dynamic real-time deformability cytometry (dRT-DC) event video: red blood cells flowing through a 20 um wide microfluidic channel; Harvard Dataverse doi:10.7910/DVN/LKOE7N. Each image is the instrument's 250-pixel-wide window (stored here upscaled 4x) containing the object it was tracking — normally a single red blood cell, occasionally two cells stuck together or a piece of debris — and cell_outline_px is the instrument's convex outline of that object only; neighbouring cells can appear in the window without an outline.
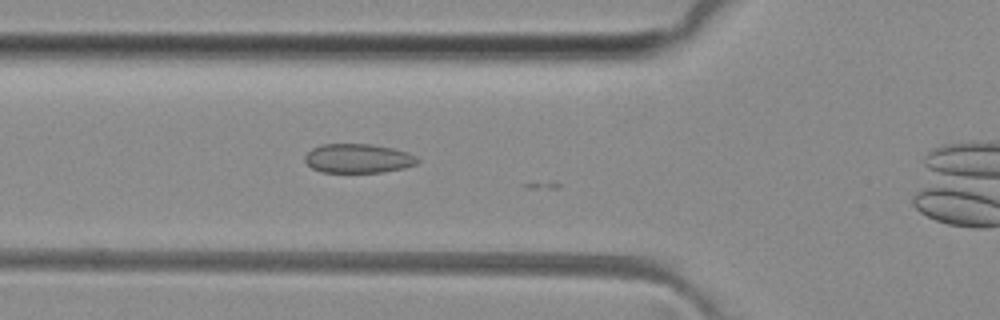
{"species": "common noctule bat (a hibernating species)", "species_latin": "Nyctalus noctula", "temperature_condition": "room temperature", "stored_images_in_passage": 6, "camera_frame_rate_fps": 3000, "um_per_image_px": 0.085, "animal": {"sex": "female", "body_mass_g": 29.2, "forearm_length_mm": 56.3}, "frame": {"image": 1, "passage_image": 2, "time_ms": 0.333, "image_size_px": [1000, 320], "cell_outline_px": [[420, 160], [416, 164], [404, 168], [380, 172], [320, 172], [312, 168], [304, 160], [304, 156], [312, 148], [320, 144], [372, 144], [392, 148], [408, 152], [416, 156]], "centroid_in_image_um": [30.43, 13.46], "position_along_channel_um": 95.4, "area_um2": 19.19}}
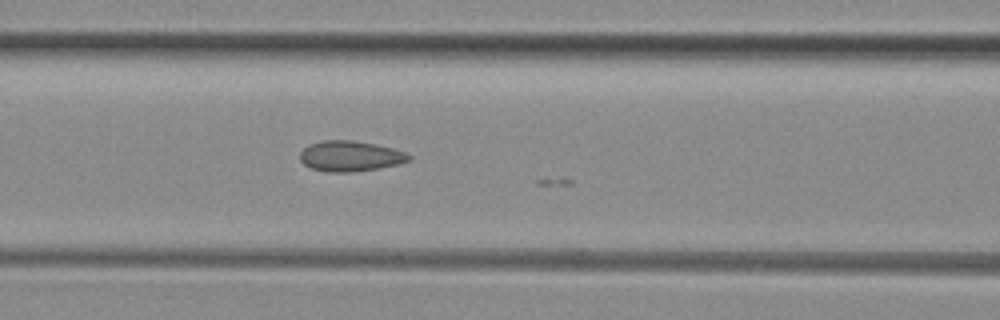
{"frame": {"image": 2, "passage_image": 5, "time_ms": 1.333, "image_size_px": [1000, 320], "cell_outline_px": [[412, 160], [380, 168], [352, 172], [328, 172], [312, 168], [304, 164], [300, 160], [300, 152], [308, 144], [324, 140], [352, 140], [392, 148], [404, 152], [412, 156]], "centroid_in_image_um": [29.75, 13.27], "position_along_channel_um": 136.8, "area_um2": 19.25}}